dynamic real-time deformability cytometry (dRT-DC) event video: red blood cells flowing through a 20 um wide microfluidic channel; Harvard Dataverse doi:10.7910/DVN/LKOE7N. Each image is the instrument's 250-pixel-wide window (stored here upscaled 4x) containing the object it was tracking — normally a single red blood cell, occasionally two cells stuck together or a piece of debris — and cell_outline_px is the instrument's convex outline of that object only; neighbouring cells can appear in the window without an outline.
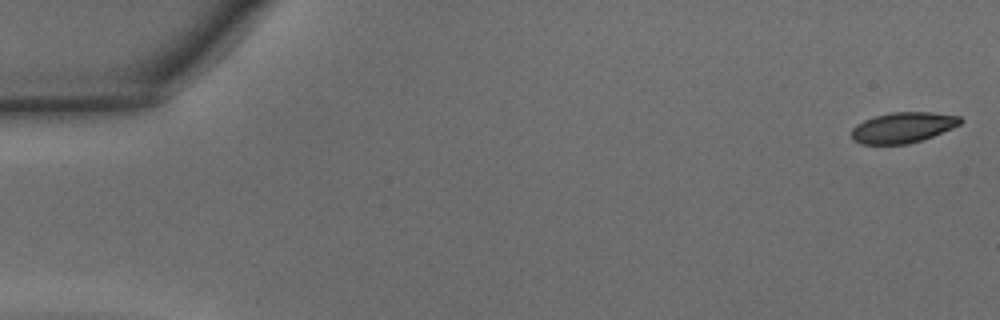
{"species": "common noctule bat (a hibernating species)", "species_latin": "Nyctalus noctula", "temperature_condition": "warm", "stored_images_in_passage": 14, "camera_frame_rate_fps": 3000, "um_per_image_px": 0.085, "animal": {"sex": "male", "body_mass_g": 15.6}, "frame": {"image": 1, "passage_image": 1, "time_ms": 0.0, "image_size_px": [1000, 320], "cell_outline_px": [[964, 120], [960, 124], [952, 128], [932, 136], [908, 144], [860, 144], [852, 140], [852, 128], [856, 124], [864, 120], [876, 116], [892, 112], [932, 112], [960, 116]], "centroid_in_image_um": [76.74, 10.84], "position_along_channel_um": 8.3, "area_um2": 19.36}}
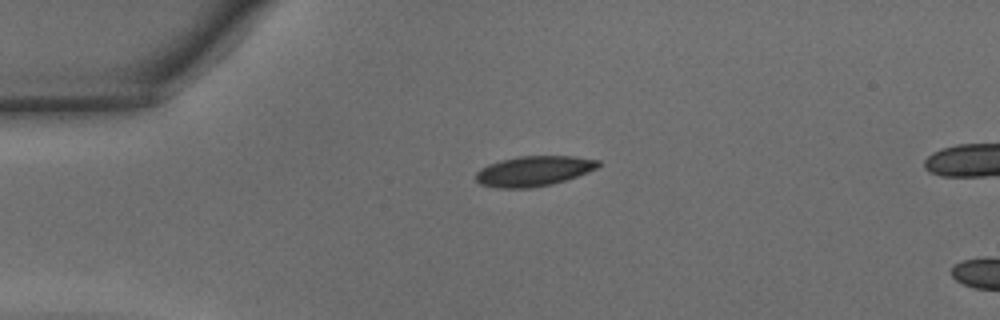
{"frame": {"image": 2, "passage_image": 11, "time_ms": 3.333, "image_size_px": [1000, 320], "cell_outline_px": [[600, 164], [596, 168], [588, 172], [552, 184], [528, 188], [496, 188], [480, 184], [476, 180], [476, 172], [480, 168], [488, 164], [500, 160], [520, 156], [572, 156], [600, 160]], "centroid_in_image_um": [45.33, 14.54], "position_along_channel_um": 39.7, "area_um2": 21.44}}